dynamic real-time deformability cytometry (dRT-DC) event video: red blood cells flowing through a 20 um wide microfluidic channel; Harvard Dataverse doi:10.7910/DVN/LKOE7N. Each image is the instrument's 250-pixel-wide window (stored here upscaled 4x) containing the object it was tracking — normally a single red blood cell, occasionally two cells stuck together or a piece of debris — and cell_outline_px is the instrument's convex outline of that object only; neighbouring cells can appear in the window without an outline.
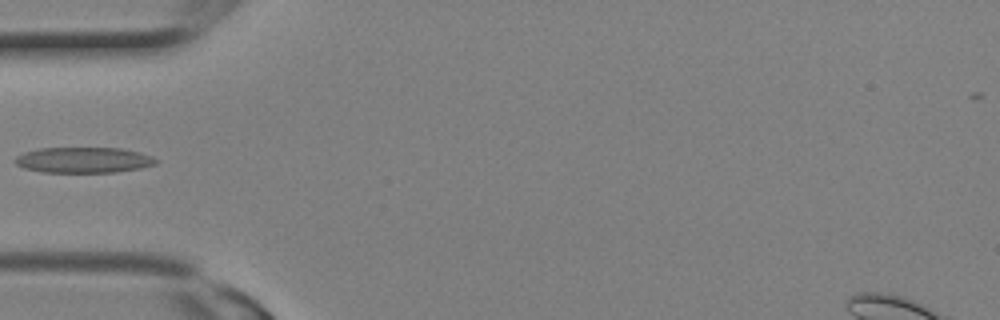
{"species": "Egyptian fruit bat (a non-hibernating species)", "species_latin": "Rousettus aegyptiacus", "temperature_condition": "room temperature", "stored_images_in_passage": 3, "camera_frame_rate_fps": 3000, "um_per_image_px": 0.085, "animal": {"sex": "female"}, "frame": {"image": 1, "passage_image": 3, "time_ms": 0.667, "image_size_px": [1000, 320], "cell_outline_px": [[160, 160], [156, 164], [140, 168], [116, 172], [44, 172], [24, 168], [16, 164], [12, 160], [16, 156], [24, 152], [40, 148], [120, 148], [140, 152], [152, 156]], "centroid_in_image_um": [7.11, 13.6], "position_along_channel_um": 77.9, "area_um2": 21.15}}